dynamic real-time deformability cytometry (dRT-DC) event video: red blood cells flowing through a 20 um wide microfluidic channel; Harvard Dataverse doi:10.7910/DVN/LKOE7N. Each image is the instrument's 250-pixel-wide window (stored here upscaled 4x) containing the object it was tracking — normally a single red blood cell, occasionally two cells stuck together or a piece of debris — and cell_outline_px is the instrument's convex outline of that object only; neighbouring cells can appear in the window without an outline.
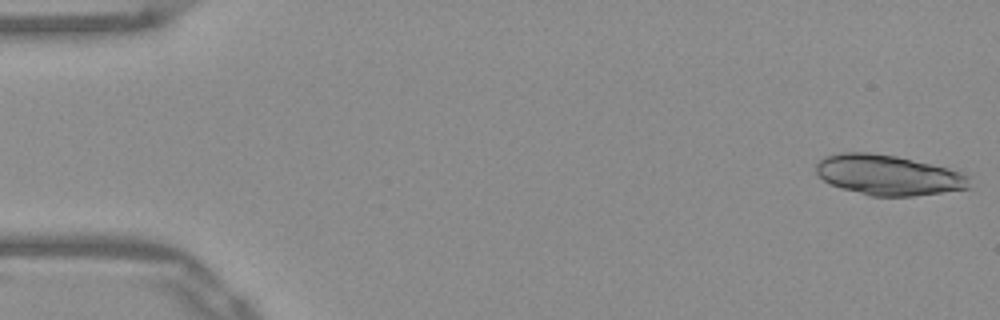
{"species": "Egyptian fruit bat (a non-hibernating species)", "species_latin": "Rousettus aegyptiacus", "temperature_condition": "warm", "stored_images_in_passage": 50, "camera_frame_rate_fps": 3000, "um_per_image_px": 0.085, "frame": {"image": 1, "passage_image": 1, "time_ms": 0.0, "image_size_px": [1000, 320], "cell_outline_px": [[968, 188], [912, 196], [868, 196], [840, 188], [824, 180], [816, 172], [816, 164], [824, 156], [840, 152], [872, 152], [896, 156], [960, 168], [968, 176]], "centroid_in_image_um": [75.54, 14.85], "position_along_channel_um": 9.5, "area_um2": 36.53}}
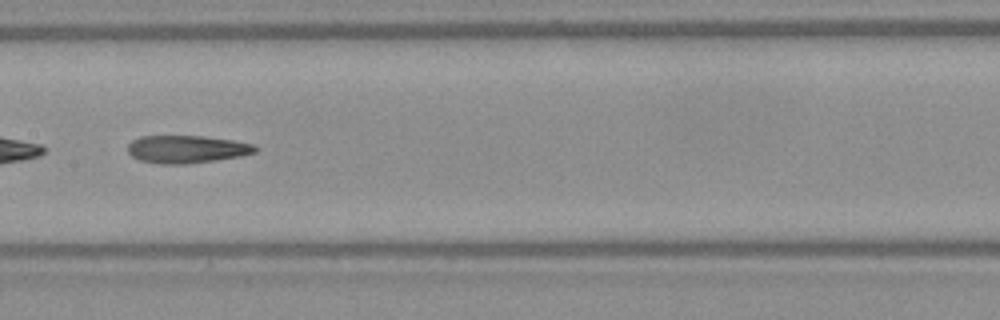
{"frame": {"image": 2, "passage_image": 26, "time_ms": 8.333, "image_size_px": [1000, 320], "cell_outline_px": [[260, 148], [256, 152], [240, 156], [216, 160], [188, 164], [160, 164], [140, 160], [132, 156], [128, 152], [128, 144], [132, 140], [140, 136], [204, 136], [232, 140], [256, 144]], "centroid_in_image_um": [15.9, 12.68], "position_along_channel_um": 191.5, "area_um2": 20.75}}
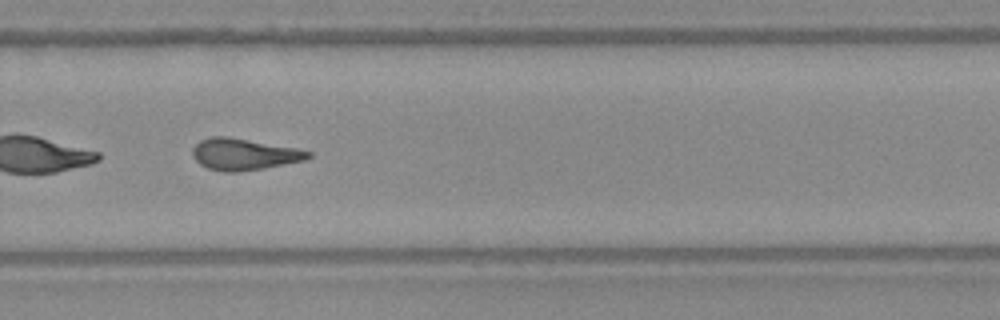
{"frame": {"image": 3, "passage_image": 35, "time_ms": 11.333, "image_size_px": [1000, 320], "cell_outline_px": [[312, 156], [304, 160], [264, 168], [236, 172], [224, 172], [208, 168], [200, 164], [196, 160], [192, 152], [192, 148], [200, 140], [212, 136], [224, 136], [296, 148], [312, 152]], "centroid_in_image_um": [20.72, 13.11], "position_along_channel_um": 309.1, "area_um2": 20.98}, "authors_computed_cell_mechanics": {"area_um2": 21.1548, "velocity_mm_per_s": 3.9325, "shape_relaxation_time_tau1_ms": null, "shape_relaxation_time_tau2_ms": 4.793, "deformation_change_tau1": null, "deformation_change_tau2": 0.1769}}